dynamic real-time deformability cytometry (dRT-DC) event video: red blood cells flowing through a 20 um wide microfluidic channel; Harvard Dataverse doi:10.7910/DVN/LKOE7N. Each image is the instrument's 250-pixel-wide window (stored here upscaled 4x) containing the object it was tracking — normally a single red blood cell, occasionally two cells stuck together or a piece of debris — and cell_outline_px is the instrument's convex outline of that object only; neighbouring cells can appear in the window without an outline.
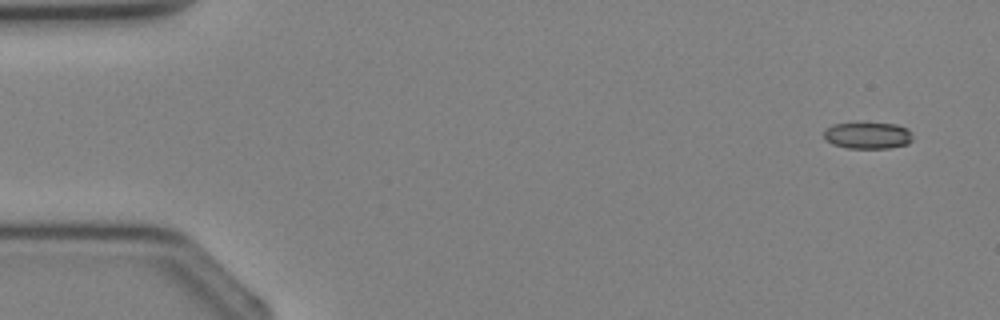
{"species": "Egyptian fruit bat (a non-hibernating species)", "species_latin": "Rousettus aegyptiacus", "temperature_condition": "cold", "stored_images_in_passage": 3, "camera_frame_rate_fps": 3000, "um_per_image_px": 0.085, "animal": {"sex": "female"}, "frame": {"image": 1, "passage_image": 1, "time_ms": 0.0, "image_size_px": [1000, 320], "cell_outline_px": [[912, 140], [908, 144], [892, 148], [848, 148], [832, 144], [824, 136], [824, 132], [832, 124], [896, 124], [908, 128], [912, 132]], "centroid_in_image_um": [73.82, 11.53], "position_along_channel_um": 11.2, "area_um2": 13.58}}
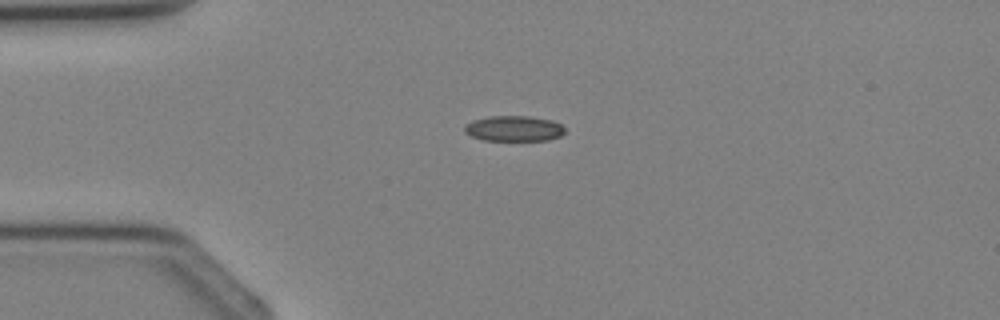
{"frame": {"image": 2, "passage_image": 3, "time_ms": 2.333, "image_size_px": [1000, 320], "cell_outline_px": [[564, 132], [560, 136], [548, 140], [484, 140], [472, 136], [464, 132], [464, 124], [472, 120], [488, 116], [528, 116], [552, 120], [560, 124], [564, 128]], "centroid_in_image_um": [43.65, 10.91], "position_along_channel_um": 41.4, "area_um2": 14.91}}